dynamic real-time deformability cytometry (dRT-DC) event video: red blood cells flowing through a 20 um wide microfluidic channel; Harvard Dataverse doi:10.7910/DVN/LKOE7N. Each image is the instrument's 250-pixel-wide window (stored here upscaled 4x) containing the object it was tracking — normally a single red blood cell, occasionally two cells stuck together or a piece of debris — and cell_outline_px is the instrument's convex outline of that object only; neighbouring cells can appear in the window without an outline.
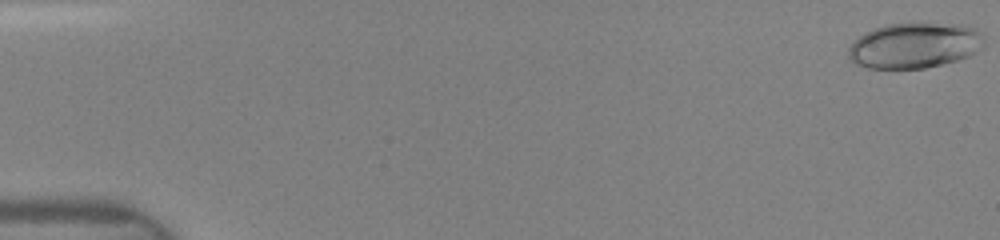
{"species": "human", "species_latin": "Homo sapiens", "temperature_condition": "room temperature", "stored_images_in_passage": 26, "camera_frame_rate_fps": 3000, "um_per_image_px": 0.085, "donor": {"sex": "female"}, "frame": {"image": 1, "passage_image": 1, "time_ms": 0.0, "image_size_px": [1000, 240], "cell_outline_px": [[984, 48], [968, 56], [956, 60], [924, 68], [868, 68], [856, 64], [848, 60], [848, 48], [864, 32], [888, 24], [964, 24], [976, 28], [984, 32]], "centroid_in_image_um": [77.78, 3.86], "position_along_channel_um": 7.2, "area_um2": 36.01}}
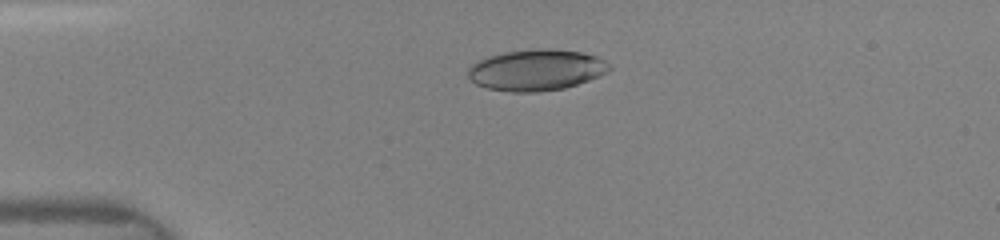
{"frame": {"image": 2, "passage_image": 20, "time_ms": 3.667, "image_size_px": [1000, 240], "cell_outline_px": [[612, 68], [608, 72], [600, 76], [564, 88], [536, 92], [512, 92], [488, 88], [476, 84], [468, 76], [468, 68], [472, 64], [488, 56], [504, 52], [544, 48], [548, 48], [580, 52], [596, 56], [604, 60]], "centroid_in_image_um": [45.59, 5.95], "position_along_channel_um": 39.4, "area_um2": 33.7}}